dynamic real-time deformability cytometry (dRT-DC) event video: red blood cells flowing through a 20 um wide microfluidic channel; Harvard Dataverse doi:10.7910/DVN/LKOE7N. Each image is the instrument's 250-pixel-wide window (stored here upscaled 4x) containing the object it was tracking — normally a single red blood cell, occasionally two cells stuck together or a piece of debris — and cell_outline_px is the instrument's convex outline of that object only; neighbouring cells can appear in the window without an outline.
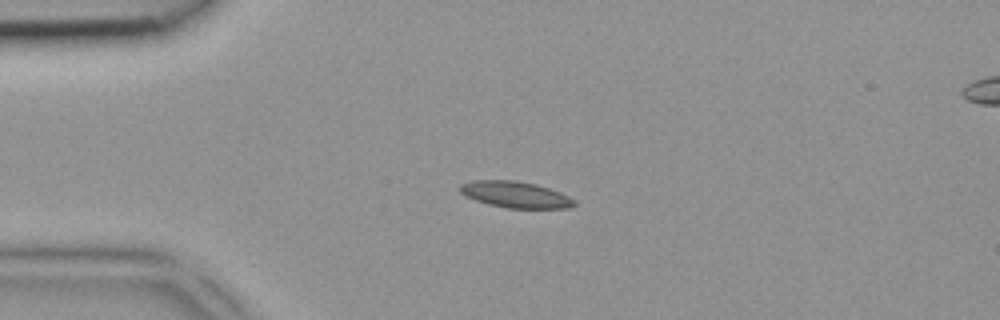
{"species": "common noctule bat (a hibernating species)", "species_latin": "Nyctalus noctula", "temperature_condition": "room temperature", "stored_images_in_passage": 3, "camera_frame_rate_fps": 3000, "um_per_image_px": 0.085, "animal": {"sex": "female", "body_mass_g": 18.4}, "frame": {"image": 1, "passage_image": 2, "time_ms": 0.333, "image_size_px": [1000, 320], "cell_outline_px": [[576, 204], [568, 208], [508, 208], [488, 204], [476, 200], [460, 192], [460, 184], [472, 180], [516, 180], [536, 184], [548, 188], [568, 196], [576, 200]], "centroid_in_image_um": [43.81, 16.53], "position_along_channel_um": 41.2, "area_um2": 17.4}}